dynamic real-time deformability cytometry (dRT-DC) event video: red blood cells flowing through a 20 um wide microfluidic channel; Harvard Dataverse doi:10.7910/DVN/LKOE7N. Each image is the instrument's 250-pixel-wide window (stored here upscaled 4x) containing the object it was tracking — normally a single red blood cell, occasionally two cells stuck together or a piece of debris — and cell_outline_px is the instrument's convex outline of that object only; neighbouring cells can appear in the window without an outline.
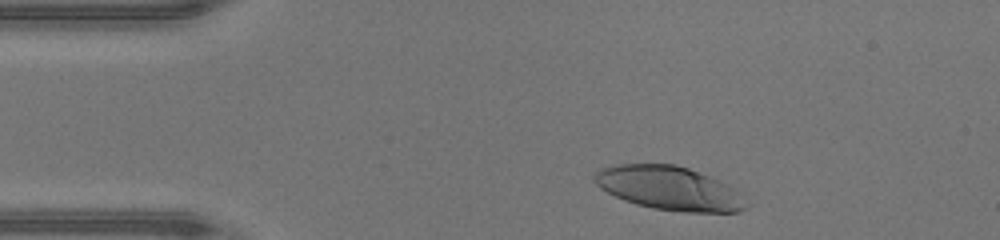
{"species": "human", "species_latin": "Homo sapiens", "temperature_condition": "warm", "stored_images_in_passage": 34, "camera_frame_rate_fps": 3000, "um_per_image_px": 0.085, "donor": {"sex": "male"}, "frame": {"image": 1, "passage_image": 3, "time_ms": 0.667, "image_size_px": [1000, 240], "cell_outline_px": [[748, 204], [740, 212], [684, 212], [652, 208], [636, 204], [624, 200], [600, 188], [592, 180], [592, 176], [600, 168], [616, 164], [676, 164], [688, 168], [720, 180], [736, 188], [740, 192]], "centroid_in_image_um": [56.89, 15.99], "position_along_channel_um": 28.1, "area_um2": 38.9}}
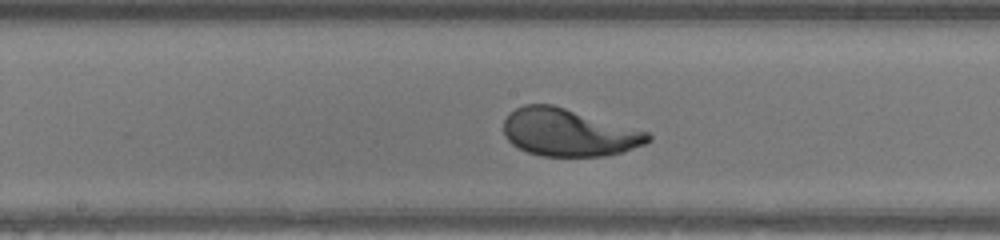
{"frame": {"image": 2, "passage_image": 19, "time_ms": 6.0, "image_size_px": [1000, 240], "cell_outline_px": [[652, 140], [644, 144], [624, 152], [604, 156], [540, 156], [528, 152], [512, 144], [504, 136], [504, 120], [516, 108], [524, 104], [552, 104], [648, 132], [652, 136]], "centroid_in_image_um": [48.34, 11.27], "position_along_channel_um": 199.9, "area_um2": 39.77}}
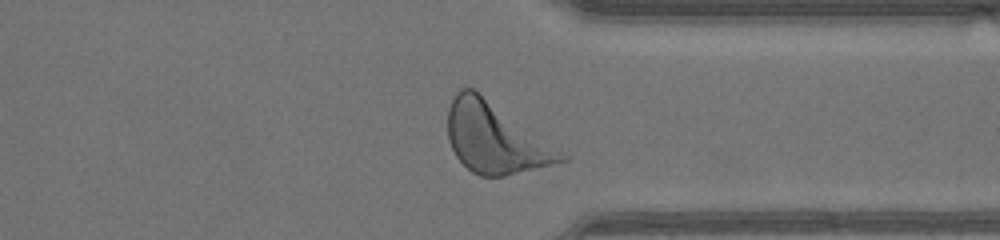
{"frame": {"image": 3, "passage_image": 31, "time_ms": 10.0, "image_size_px": [1000, 240], "cell_outline_px": [[568, 160], [504, 176], [480, 176], [472, 172], [456, 156], [448, 140], [448, 108], [456, 92], [460, 88], [472, 88], [568, 156]], "centroid_in_image_um": [42.05, 11.75], "position_along_channel_um": 369.4, "area_um2": 45.14}, "authors_computed_cell_mechanics": {"area_um2": 39.7375, "velocity_mm_per_s": 4.3024, "shape_relaxation_time_tau1_ms": 2.2127, "shape_relaxation_time_tau2_ms": null, "deformation_change_tau1": 0.1798, "deformation_change_tau2": null}}